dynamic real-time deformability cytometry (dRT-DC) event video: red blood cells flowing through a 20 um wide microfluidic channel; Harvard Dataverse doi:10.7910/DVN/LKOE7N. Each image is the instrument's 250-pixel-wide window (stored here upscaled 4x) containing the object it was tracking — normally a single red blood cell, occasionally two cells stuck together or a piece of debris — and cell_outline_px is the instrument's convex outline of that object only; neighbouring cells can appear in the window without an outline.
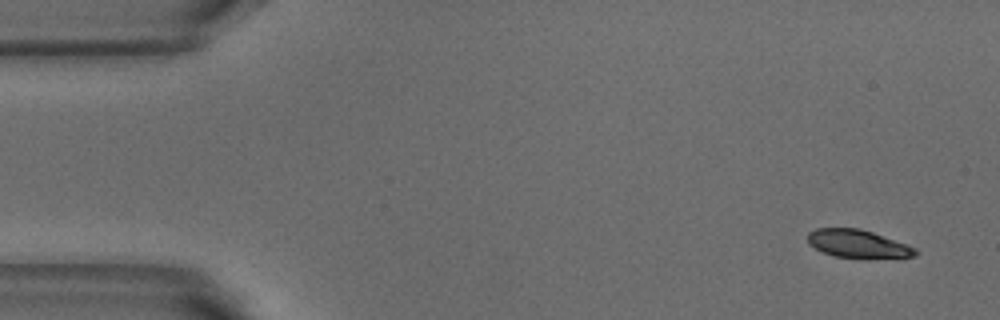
{"species": "common noctule bat (a hibernating species)", "species_latin": "Nyctalus noctula", "temperature_condition": "warm", "stored_images_in_passage": 5, "segment_of_instrument_passage": [1, 2], "camera_frame_rate_fps": 3000, "um_per_image_px": 0.085, "animal": {"sex": "male", "body_mass_g": 18.8}, "frame": {"image": 1, "passage_image": 1, "time_ms": 0.0, "image_size_px": [1000, 320], "cell_outline_px": [[920, 252], [916, 256], [900, 260], [864, 260], [832, 256], [808, 244], [808, 232], [816, 228], [860, 228], [872, 232], [916, 248]], "centroid_in_image_um": [73.02, 20.79], "position_along_channel_um": 12.0, "area_um2": 18.55}}
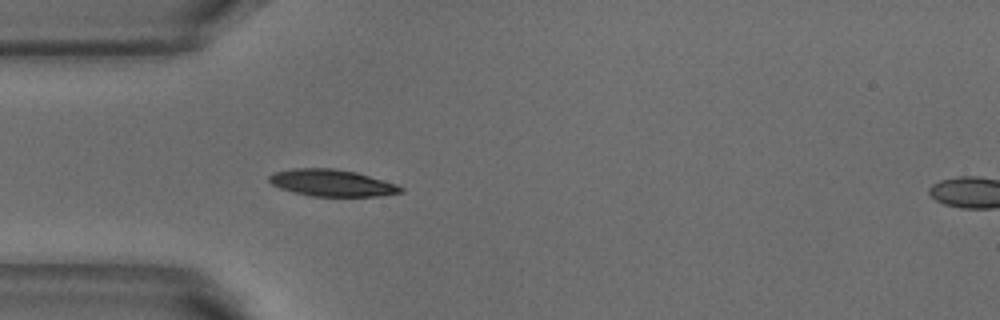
{"frame": {"image": 2, "passage_image": 4, "time_ms": 1.0, "image_size_px": [1000, 320], "cell_outline_px": [[404, 192], [380, 196], [312, 196], [292, 192], [280, 188], [272, 184], [268, 180], [268, 176], [272, 172], [292, 168], [332, 168], [356, 172], [396, 184], [404, 188]], "centroid_in_image_um": [28.18, 15.54], "position_along_channel_um": 56.8, "area_um2": 20.63}}